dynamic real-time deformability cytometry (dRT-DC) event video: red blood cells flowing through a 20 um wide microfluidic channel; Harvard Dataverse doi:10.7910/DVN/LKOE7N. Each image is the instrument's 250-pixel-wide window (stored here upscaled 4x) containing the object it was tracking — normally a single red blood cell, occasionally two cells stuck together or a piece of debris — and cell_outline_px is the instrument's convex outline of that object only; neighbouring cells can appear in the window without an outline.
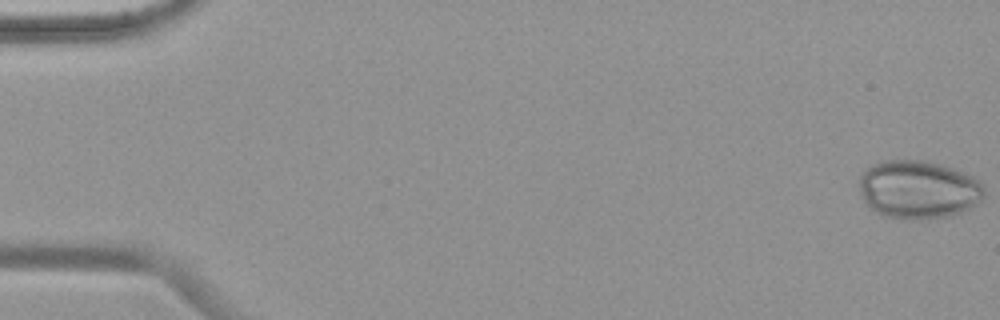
{"species": "common noctule bat (a hibernating species)", "species_latin": "Nyctalus noctula", "temperature_condition": "warm", "stored_images_in_passage": 54, "camera_frame_rate_fps": 3000, "um_per_image_px": 0.085, "animal": {"sex": "female", "body_mass_g": 19.9}, "frame": {"image": 1, "passage_image": 1, "time_ms": 0.0, "image_size_px": [1000, 320], "cell_outline_px": [[984, 196], [976, 204], [960, 212], [948, 216], [920, 220], [908, 220], [884, 216], [876, 212], [860, 196], [860, 176], [868, 168], [880, 160], [924, 160], [940, 164], [964, 172], [972, 176], [984, 188]], "centroid_in_image_um": [78.04, 16.11], "position_along_channel_um": 7.0, "area_um2": 42.37}}
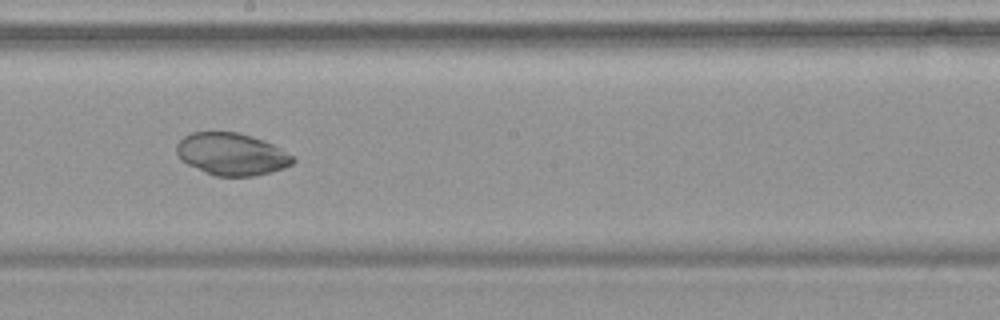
{"frame": {"image": 2, "passage_image": 31, "time_ms": 10.0, "image_size_px": [1000, 320], "cell_outline_px": [[296, 160], [292, 164], [284, 168], [256, 176], [216, 176], [204, 172], [180, 160], [176, 152], [176, 144], [184, 136], [192, 132], [240, 132], [264, 140], [280, 148], [292, 156]], "centroid_in_image_um": [19.67, 13.1], "position_along_channel_um": 228.5, "area_um2": 28.73}}
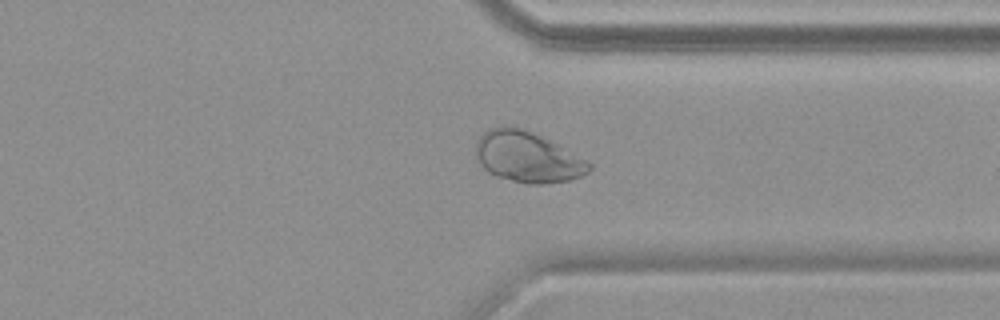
{"frame": {"image": 3, "passage_image": 42, "time_ms": 13.667, "image_size_px": [1000, 320], "cell_outline_px": [[592, 168], [588, 172], [572, 180], [540, 184], [528, 184], [496, 176], [488, 172], [480, 164], [476, 156], [476, 140], [488, 128], [520, 128], [532, 132], [588, 160], [592, 164]], "centroid_in_image_um": [44.84, 13.37], "position_along_channel_um": 366.6, "area_um2": 33.06}}